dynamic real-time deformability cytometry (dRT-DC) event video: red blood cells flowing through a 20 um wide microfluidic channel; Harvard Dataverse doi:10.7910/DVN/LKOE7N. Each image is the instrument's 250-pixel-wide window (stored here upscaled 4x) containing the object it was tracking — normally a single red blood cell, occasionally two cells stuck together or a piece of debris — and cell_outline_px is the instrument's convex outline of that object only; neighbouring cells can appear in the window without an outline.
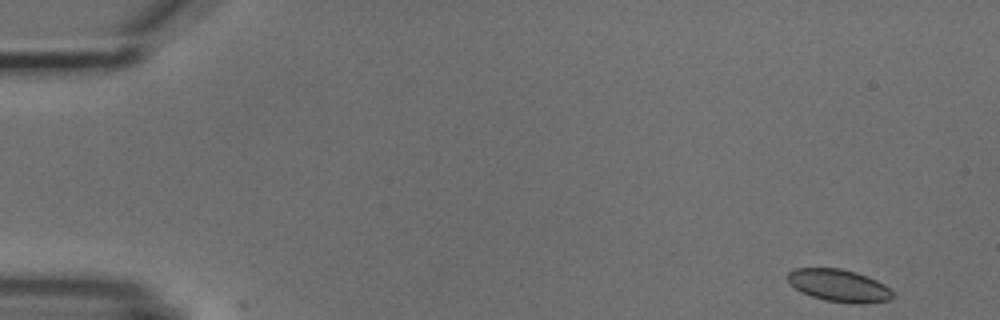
{"species": "common noctule bat (a hibernating species)", "species_latin": "Nyctalus noctula", "temperature_condition": "cold", "stored_images_in_passage": 4, "camera_frame_rate_fps": 3000, "um_per_image_px": 0.085, "animal": {"sex": "male", "body_mass_g": 18.8}, "frame": {"image": 1, "passage_image": 1, "time_ms": 0.0, "image_size_px": [1000, 320], "cell_outline_px": [[892, 296], [888, 300], [864, 304], [852, 304], [824, 300], [800, 292], [788, 284], [788, 272], [796, 268], [840, 268], [856, 272], [868, 276], [884, 284], [892, 292]], "centroid_in_image_um": [71.28, 24.27], "position_along_channel_um": 13.7, "area_um2": 19.94}}
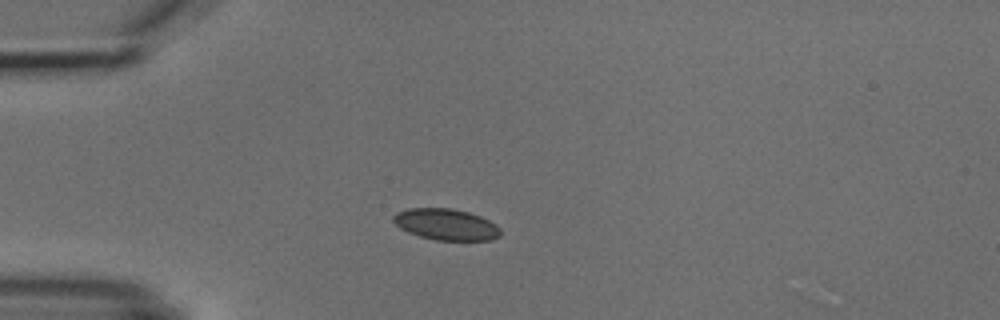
{"frame": {"image": 2, "passage_image": 4, "time_ms": 3.667, "image_size_px": [1000, 320], "cell_outline_px": [[500, 236], [492, 240], [436, 240], [420, 236], [408, 232], [400, 228], [392, 220], [392, 216], [396, 212], [408, 208], [452, 208], [468, 212], [480, 216], [496, 224], [500, 228]], "centroid_in_image_um": [37.9, 19.07], "position_along_channel_um": 47.1, "area_um2": 19.59}}